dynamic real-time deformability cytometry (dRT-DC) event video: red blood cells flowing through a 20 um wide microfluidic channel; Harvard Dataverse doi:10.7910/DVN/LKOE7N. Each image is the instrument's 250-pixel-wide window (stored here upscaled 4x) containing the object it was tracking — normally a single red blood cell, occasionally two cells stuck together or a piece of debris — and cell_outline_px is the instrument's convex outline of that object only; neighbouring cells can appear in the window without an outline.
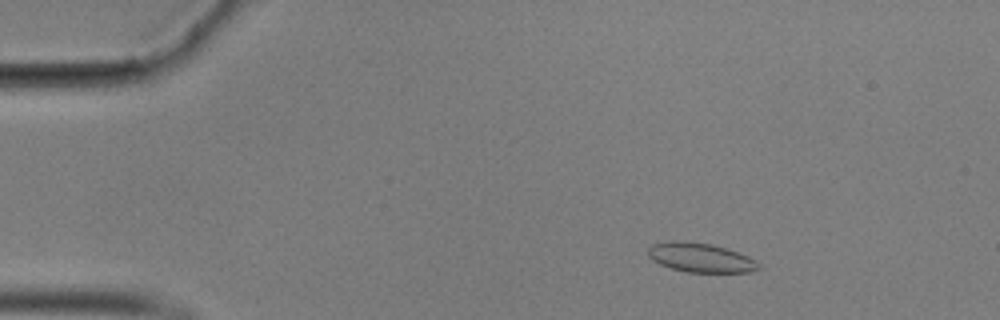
{"species": "common noctule bat (a hibernating species)", "species_latin": "Nyctalus noctula", "temperature_condition": "cold", "stored_images_in_passage": 56, "camera_frame_rate_fps": 3000, "um_per_image_px": 0.085, "animal": {"sex": "male", "body_mass_g": 17.9}, "frame": {"image": 1, "passage_image": 8, "time_ms": 2.333, "image_size_px": [1000, 320], "cell_outline_px": [[764, 268], [752, 272], [684, 272], [660, 264], [652, 260], [648, 256], [648, 248], [652, 244], [672, 240], [684, 240], [712, 244], [748, 256], [756, 260]], "centroid_in_image_um": [59.56, 21.9], "position_along_channel_um": 25.4, "area_um2": 19.07}}
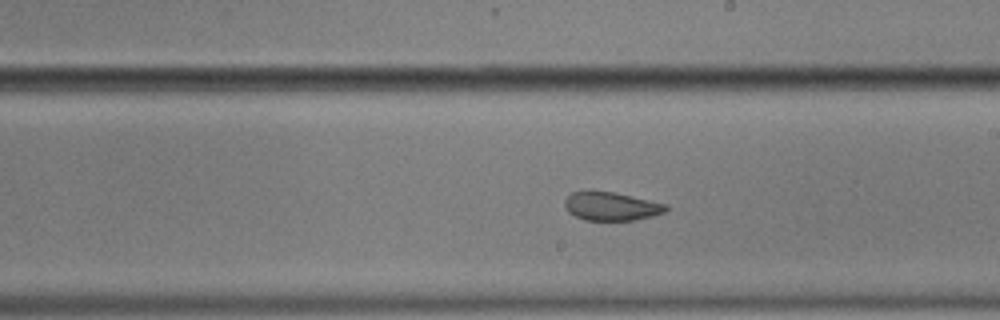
{"frame": {"image": 2, "passage_image": 32, "time_ms": 10.333, "image_size_px": [1000, 320], "cell_outline_px": [[668, 208], [664, 212], [652, 216], [636, 220], [584, 220], [568, 212], [564, 204], [564, 200], [572, 192], [612, 192], [668, 204]], "centroid_in_image_um": [51.97, 17.55], "position_along_channel_um": 237.0, "area_um2": 16.53}}
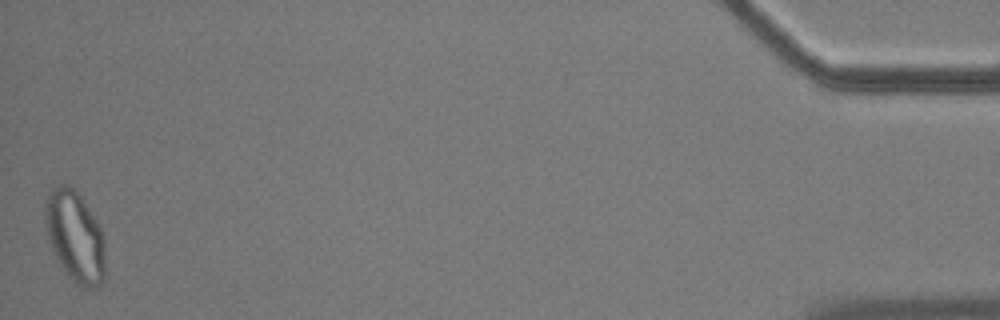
{"frame": {"image": 3, "passage_image": 56, "time_ms": 18.333, "image_size_px": [1000, 320], "cell_outline_px": [[104, 280], [96, 288], [84, 288], [76, 284], [68, 276], [52, 252], [48, 240], [44, 220], [44, 212], [48, 196], [52, 188], [60, 184], [68, 184], [80, 196], [96, 220], [104, 236]], "centroid_in_image_um": [6.36, 20.13], "position_along_channel_um": 428.8, "area_um2": 31.85}, "authors_computed_cell_mechanics": {"area_um2": 19.1029, "velocity_mm_per_s": 3.5047, "shape_relaxation_time_tau1_ms": null, "shape_relaxation_time_tau2_ms": 2.1471, "deformation_change_tau1": null, "deformation_change_tau2": 0.0551}}